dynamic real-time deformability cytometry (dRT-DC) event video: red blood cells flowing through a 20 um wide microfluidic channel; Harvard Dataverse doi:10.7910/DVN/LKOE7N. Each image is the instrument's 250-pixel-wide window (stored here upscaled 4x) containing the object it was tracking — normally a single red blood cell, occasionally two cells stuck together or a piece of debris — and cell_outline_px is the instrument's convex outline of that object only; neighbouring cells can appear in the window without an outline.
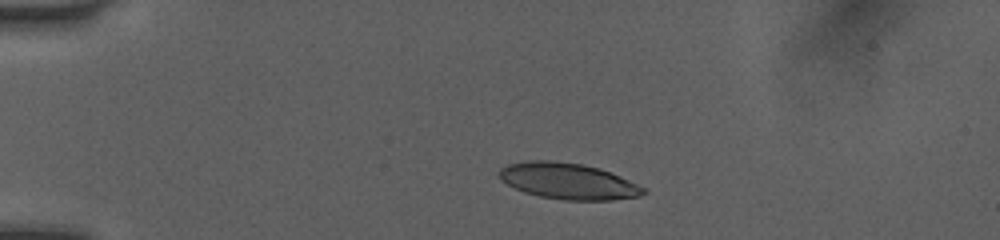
{"species": "human", "species_latin": "Homo sapiens", "temperature_condition": "room temperature", "stored_images_in_passage": 40, "camera_frame_rate_fps": 3000, "um_per_image_px": 0.085, "donor": {"sex": "female"}, "frame": {"image": 1, "passage_image": 1, "time_ms": 0.0, "image_size_px": [1000, 240], "cell_outline_px": [[648, 192], [640, 196], [612, 200], [564, 200], [540, 196], [524, 192], [500, 180], [496, 172], [500, 168], [508, 164], [528, 160], [548, 160], [584, 164], [600, 168], [620, 176], [648, 188]], "centroid_in_image_um": [48.31, 15.39], "position_along_channel_um": 36.7, "area_um2": 30.69}}
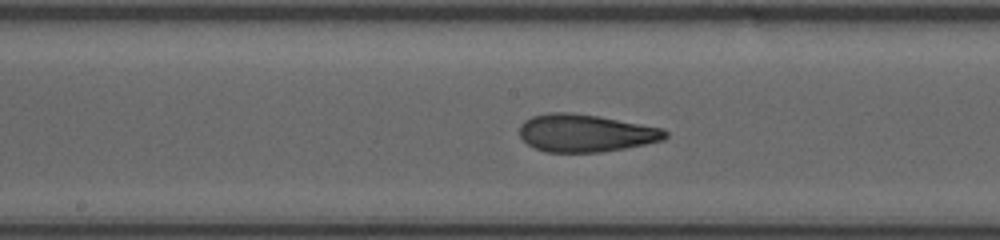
{"frame": {"image": 2, "passage_image": 17, "time_ms": 5.333, "image_size_px": [1000, 240], "cell_outline_px": [[668, 136], [664, 140], [624, 148], [600, 152], [548, 152], [532, 148], [520, 136], [520, 124], [524, 120], [532, 116], [548, 112], [572, 112], [600, 116], [664, 128], [668, 132]], "centroid_in_image_um": [49.77, 11.3], "position_along_channel_um": 198.4, "area_um2": 32.19}}
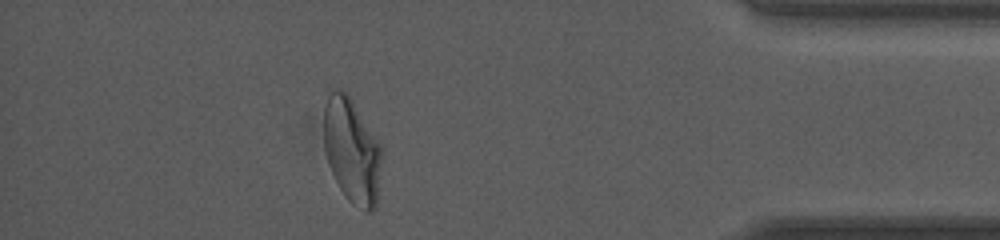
{"frame": {"image": 3, "passage_image": 35, "time_ms": 11.333, "image_size_px": [1000, 240], "cell_outline_px": [[384, 152], [376, 208], [368, 212], [364, 212], [352, 204], [344, 196], [328, 164], [324, 148], [324, 104], [328, 88], [340, 88], [352, 100], [380, 144]], "centroid_in_image_um": [29.92, 12.82], "position_along_channel_um": 405.3, "area_um2": 36.07}, "authors_computed_cell_mechanics": {"area_um2": 32.1368, "velocity_mm_per_s": 4.0604, "shape_relaxation_time_tau1_ms": 6.3848, "shape_relaxation_time_tau2_ms": 1.2075, "deformation_change_tau1": 0.2248, "deformation_change_tau2": 0.0914}}